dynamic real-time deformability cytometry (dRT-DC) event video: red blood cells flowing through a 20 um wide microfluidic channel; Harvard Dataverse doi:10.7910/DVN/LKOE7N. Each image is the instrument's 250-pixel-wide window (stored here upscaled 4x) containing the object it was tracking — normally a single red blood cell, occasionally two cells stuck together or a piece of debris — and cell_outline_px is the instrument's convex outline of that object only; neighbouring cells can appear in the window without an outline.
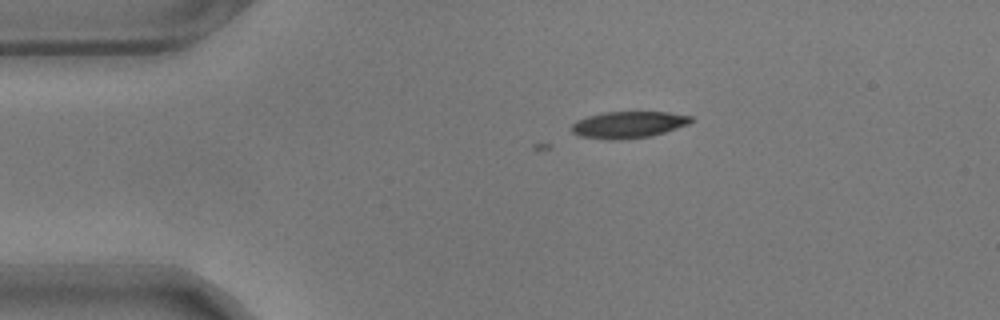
{"species": "common noctule bat (a hibernating species)", "species_latin": "Nyctalus noctula", "temperature_condition": "warm", "stored_images_in_passage": 4, "camera_frame_rate_fps": 3000, "um_per_image_px": 0.085, "animal": {"sex": "male", "body_mass_g": 17.9}, "frame": {"image": 1, "passage_image": 1, "time_ms": 0.0, "image_size_px": [1000, 320], "cell_outline_px": [[692, 120], [688, 124], [652, 136], [616, 140], [612, 140], [580, 136], [572, 132], [572, 124], [576, 120], [588, 116], [604, 112], [668, 112], [692, 116]], "centroid_in_image_um": [53.4, 10.59], "position_along_channel_um": 31.6, "area_um2": 18.44}}